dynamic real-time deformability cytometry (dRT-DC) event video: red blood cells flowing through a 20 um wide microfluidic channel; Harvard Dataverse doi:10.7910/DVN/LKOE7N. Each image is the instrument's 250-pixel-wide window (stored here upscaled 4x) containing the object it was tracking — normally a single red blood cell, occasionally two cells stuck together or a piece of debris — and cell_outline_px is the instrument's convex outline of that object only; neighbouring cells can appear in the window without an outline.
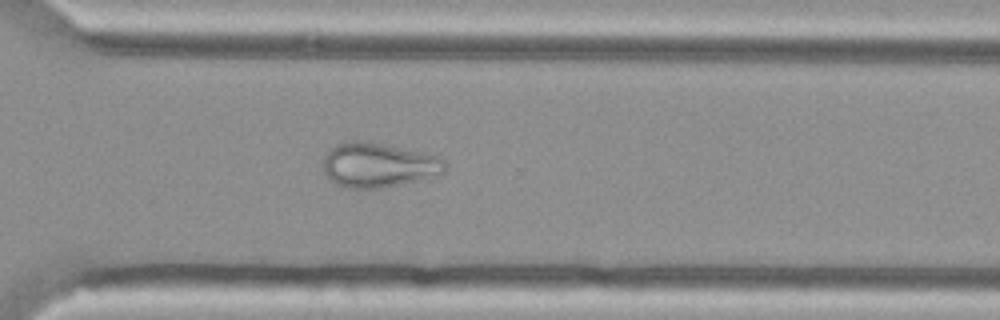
{"species": "Egyptian fruit bat (a non-hibernating species)", "species_latin": "Rousettus aegyptiacus", "temperature_condition": "cold", "stored_images_in_passage": 54, "camera_frame_rate_fps": 3000, "um_per_image_px": 0.085, "animal": {"sex": "female"}, "frame": {"image": 1, "passage_image": 39, "time_ms": 12.667, "image_size_px": [1000, 320], "cell_outline_px": [[444, 172], [440, 176], [380, 188], [344, 188], [336, 184], [324, 172], [324, 156], [328, 148], [344, 140], [360, 140], [380, 144], [436, 156], [444, 160]], "centroid_in_image_um": [32.11, 14.03], "position_along_channel_um": 338.5, "area_um2": 31.44}}